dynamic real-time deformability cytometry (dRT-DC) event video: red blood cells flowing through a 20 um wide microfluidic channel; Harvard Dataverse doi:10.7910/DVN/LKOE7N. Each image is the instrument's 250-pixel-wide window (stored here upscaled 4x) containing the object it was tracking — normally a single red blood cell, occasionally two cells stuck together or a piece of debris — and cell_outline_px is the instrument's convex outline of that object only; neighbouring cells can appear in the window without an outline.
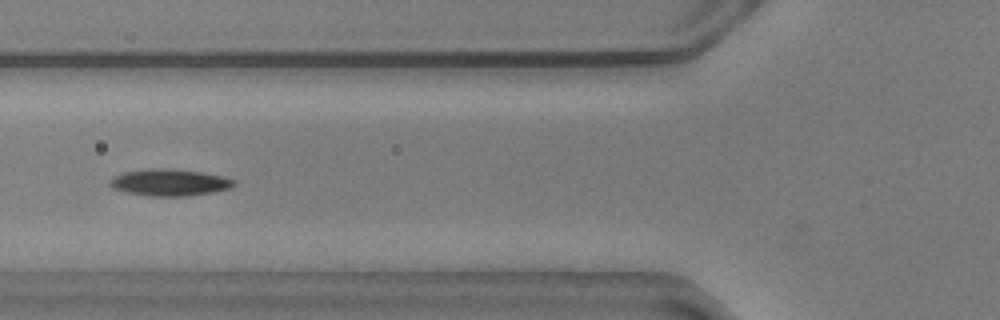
{"species": "common noctule bat (a hibernating species)", "species_latin": "Nyctalus noctula", "temperature_condition": "warm", "stored_images_in_passage": 20, "camera_frame_rate_fps": 3000, "um_per_image_px": 0.085, "animal": {"sex": "male", "body_mass_g": 20.5, "forearm_length_mm": 52.5}, "frame": {"image": 1, "passage_image": 6, "time_ms": 1.667, "image_size_px": [1000, 320], "cell_outline_px": [[236, 184], [228, 188], [212, 192], [188, 196], [148, 196], [124, 192], [112, 188], [108, 184], [108, 180], [124, 172], [148, 168], [172, 168], [200, 172], [220, 176], [236, 180]], "centroid_in_image_um": [14.36, 15.51], "position_along_channel_um": 111.4, "area_um2": 19.42}}
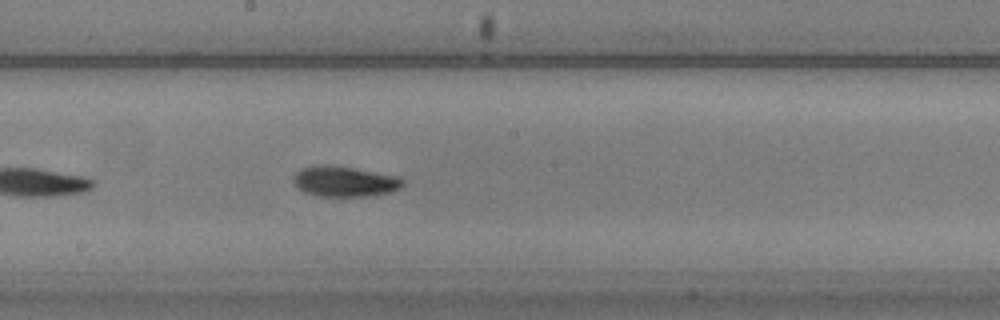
{"frame": {"image": 2, "passage_image": 15, "time_ms": 4.667, "image_size_px": [1000, 320], "cell_outline_px": [[404, 184], [400, 188], [388, 192], [364, 196], [316, 196], [304, 192], [292, 180], [292, 176], [300, 168], [316, 164], [328, 164], [400, 176], [404, 180]], "centroid_in_image_um": [29.25, 15.4], "position_along_channel_um": 218.9, "area_um2": 19.48}}